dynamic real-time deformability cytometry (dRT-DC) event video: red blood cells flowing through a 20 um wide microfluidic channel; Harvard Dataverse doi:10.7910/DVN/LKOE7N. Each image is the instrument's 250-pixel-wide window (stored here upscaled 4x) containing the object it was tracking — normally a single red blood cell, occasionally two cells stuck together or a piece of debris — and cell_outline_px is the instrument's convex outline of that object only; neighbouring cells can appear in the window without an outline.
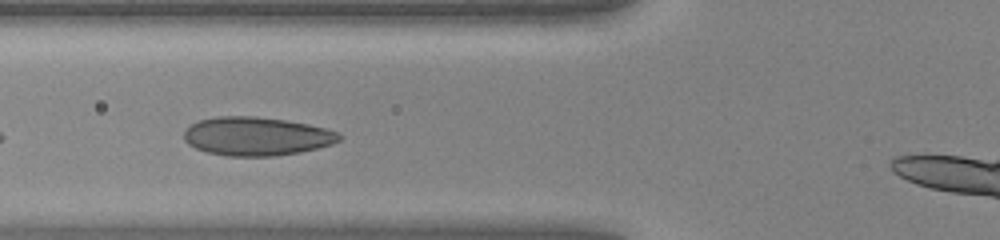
{"species": "human", "species_latin": "Homo sapiens", "temperature_condition": "warm", "stored_images_in_passage": 29, "camera_frame_rate_fps": 3000, "um_per_image_px": 0.085, "donor": {"sex": "female"}, "frame": {"image": 1, "passage_image": 4, "time_ms": 1.0, "image_size_px": [1000, 240], "cell_outline_px": [[344, 136], [340, 140], [332, 144], [300, 152], [276, 156], [228, 156], [208, 152], [196, 148], [188, 144], [184, 140], [184, 128], [200, 120], [216, 116], [256, 116], [284, 120], [308, 124], [340, 132]], "centroid_in_image_um": [21.81, 11.58], "position_along_channel_um": 104.0, "area_um2": 35.03}}
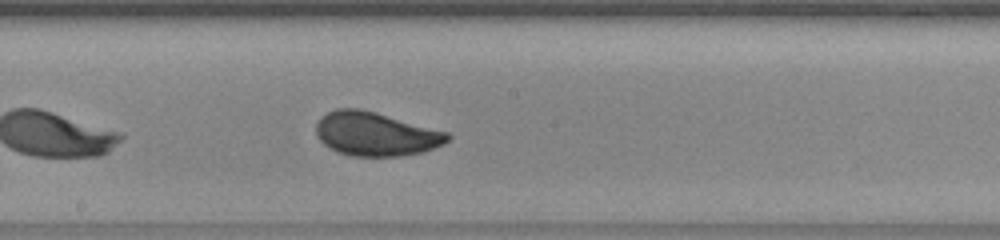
{"frame": {"image": 2, "passage_image": 12, "time_ms": 3.667, "image_size_px": [1000, 240], "cell_outline_px": [[452, 136], [444, 144], [424, 152], [400, 156], [356, 156], [340, 152], [324, 144], [316, 136], [316, 124], [320, 116], [336, 108], [356, 108], [376, 112], [448, 132]], "centroid_in_image_um": [31.94, 11.38], "position_along_channel_um": 216.3, "area_um2": 33.52}}
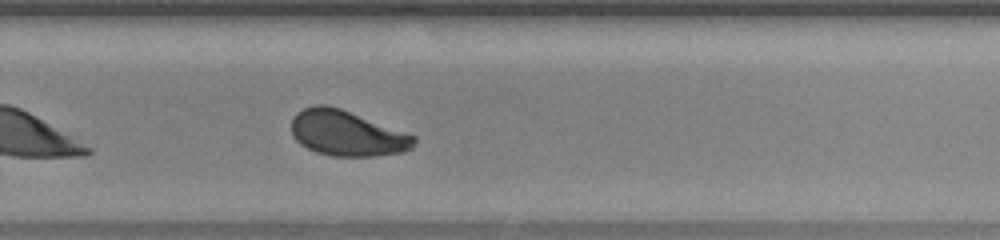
{"frame": {"image": 3, "passage_image": 18, "time_ms": 5.667, "image_size_px": [1000, 240], "cell_outline_px": [[416, 140], [412, 148], [400, 152], [376, 156], [332, 156], [316, 152], [300, 144], [292, 136], [292, 120], [296, 112], [304, 108], [316, 104], [324, 104], [340, 108], [416, 136]], "centroid_in_image_um": [29.46, 11.33], "position_along_channel_um": 300.3, "area_um2": 32.31}}